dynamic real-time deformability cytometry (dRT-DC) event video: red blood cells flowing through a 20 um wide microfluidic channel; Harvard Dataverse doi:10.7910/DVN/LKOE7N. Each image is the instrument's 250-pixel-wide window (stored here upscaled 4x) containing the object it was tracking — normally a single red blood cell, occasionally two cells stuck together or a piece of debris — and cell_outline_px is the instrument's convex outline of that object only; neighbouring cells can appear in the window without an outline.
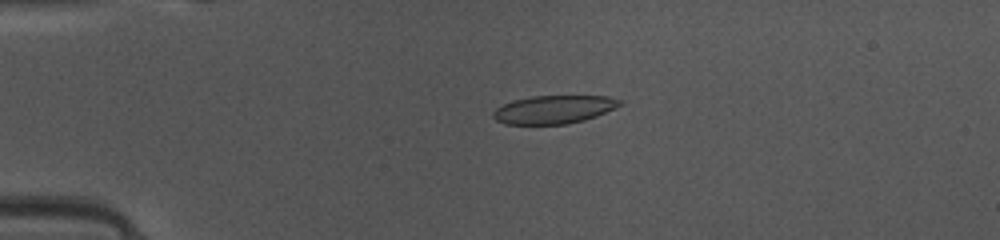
{"species": "common noctule bat (a hibernating species)", "species_latin": "Nyctalus noctula", "temperature_condition": "warm", "stored_images_in_passage": 47, "camera_frame_rate_fps": 3000, "um_per_image_px": 0.085, "animal": {"sex": "female", "body_mass_g": 10.0, "forearm_length_mm": 53.1}, "frame": {"image": 1, "passage_image": 12, "time_ms": 3.667, "image_size_px": [1000, 240], "cell_outline_px": [[624, 104], [596, 116], [584, 120], [568, 124], [504, 124], [496, 120], [492, 116], [492, 112], [496, 108], [512, 100], [532, 96], [608, 96], [624, 100]], "centroid_in_image_um": [47.1, 9.3], "position_along_channel_um": 37.9, "area_um2": 20.98}}
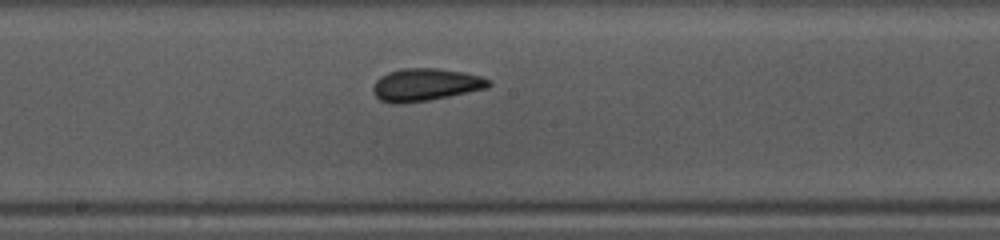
{"frame": {"image": 2, "passage_image": 27, "time_ms": 8.667, "image_size_px": [1000, 240], "cell_outline_px": [[492, 84], [488, 88], [428, 100], [400, 104], [392, 104], [380, 100], [372, 92], [372, 88], [376, 80], [380, 76], [388, 72], [404, 68], [436, 68], [464, 72], [480, 76], [492, 80]], "centroid_in_image_um": [36.16, 7.2], "position_along_channel_um": 212.0, "area_um2": 22.02}}
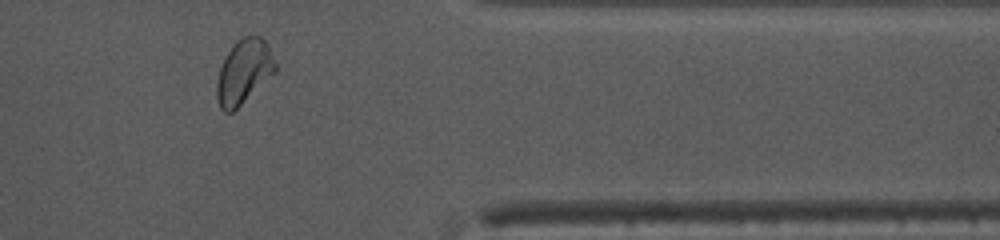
{"frame": {"image": 3, "passage_image": 41, "time_ms": 13.333, "image_size_px": [1000, 240], "cell_outline_px": [[276, 72], [232, 112], [224, 112], [220, 108], [216, 96], [216, 84], [220, 68], [232, 44], [236, 40], [244, 36], [260, 36], [268, 44], [276, 64]], "centroid_in_image_um": [20.72, 6.08], "position_along_channel_um": 390.7, "area_um2": 21.79}, "authors_computed_cell_mechanics": {"area_um2": 21.5016, "velocity_mm_per_s": 4.1086, "shape_relaxation_time_tau1_ms": 3.0717, "shape_relaxation_time_tau2_ms": 1.6399, "deformation_change_tau1": 0.1105, "deformation_change_tau2": 0.052}}